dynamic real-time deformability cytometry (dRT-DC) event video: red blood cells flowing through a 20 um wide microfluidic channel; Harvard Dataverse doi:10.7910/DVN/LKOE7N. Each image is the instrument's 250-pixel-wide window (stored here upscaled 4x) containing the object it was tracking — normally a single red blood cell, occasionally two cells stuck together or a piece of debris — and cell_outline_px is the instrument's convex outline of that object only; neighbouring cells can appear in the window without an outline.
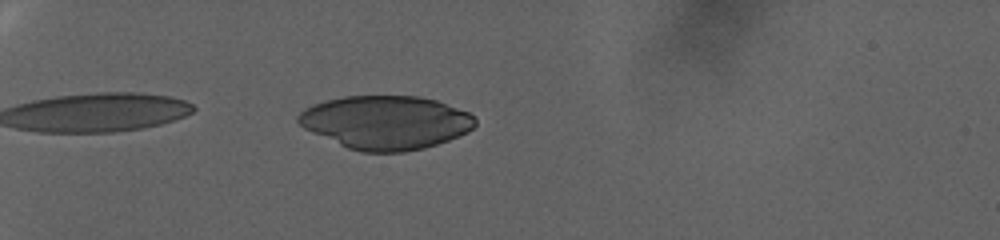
{"species": "human", "species_latin": "Homo sapiens", "temperature_condition": "warm", "stored_images_in_passage": 82, "camera_frame_rate_fps": 3000, "um_per_image_px": 0.085, "donor": {"sex": "female"}, "frame": {"image": 1, "passage_image": 35, "time_ms": 11.333, "image_size_px": [1000, 240], "cell_outline_px": [[476, 124], [468, 132], [448, 140], [424, 148], [404, 152], [360, 152], [348, 148], [312, 132], [304, 128], [296, 120], [296, 116], [304, 108], [312, 104], [324, 100], [344, 96], [420, 96], [436, 100], [468, 112], [476, 116]], "centroid_in_image_um": [32.78, 10.4], "position_along_channel_um": 52.2, "area_um2": 55.37}}
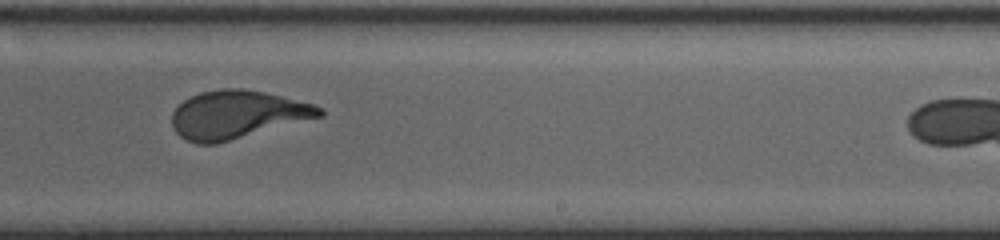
{"frame": {"image": 2, "passage_image": 61, "time_ms": 20.0, "image_size_px": [1000, 240], "cell_outline_px": [[324, 116], [216, 144], [196, 144], [180, 136], [176, 132], [172, 124], [172, 112], [184, 100], [200, 92], [220, 88], [240, 88], [264, 92], [312, 104], [324, 108]], "centroid_in_image_um": [20.16, 9.74], "position_along_channel_um": 268.8, "area_um2": 41.21}}
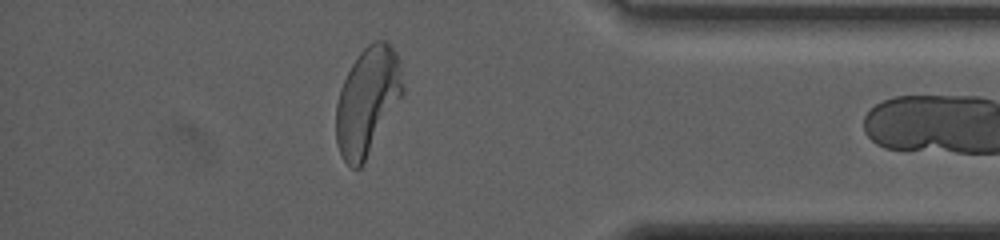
{"frame": {"image": 3, "passage_image": 81, "time_ms": 26.667, "image_size_px": [1000, 240], "cell_outline_px": [[404, 92], [364, 164], [360, 168], [352, 168], [344, 160], [336, 144], [336, 104], [340, 88], [352, 64], [360, 52], [372, 40], [388, 40], [396, 52], [400, 60], [404, 88]], "centroid_in_image_um": [31.24, 8.57], "position_along_channel_um": 404.0, "area_um2": 42.02}}